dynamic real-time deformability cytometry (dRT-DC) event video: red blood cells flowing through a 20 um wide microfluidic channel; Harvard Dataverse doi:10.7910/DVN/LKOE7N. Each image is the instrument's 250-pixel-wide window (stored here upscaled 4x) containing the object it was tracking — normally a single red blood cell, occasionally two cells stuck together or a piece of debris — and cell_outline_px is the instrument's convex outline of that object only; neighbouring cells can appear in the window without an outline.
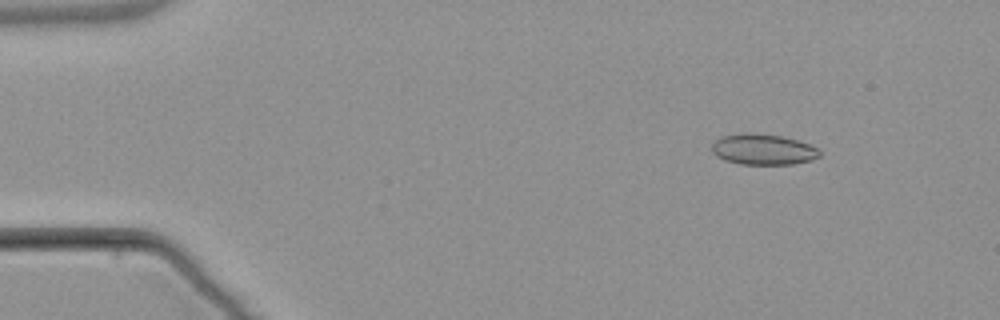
{"species": "common noctule bat (a hibernating species)", "species_latin": "Nyctalus noctula", "temperature_condition": "warm", "stored_images_in_passage": 7, "camera_frame_rate_fps": 3000, "um_per_image_px": 0.085, "animal": {"sex": "male", "body_mass_g": 21.5, "forearm_length_mm": 52.0}, "frame": {"image": 1, "passage_image": 2, "time_ms": 1.0, "image_size_px": [1000, 320], "cell_outline_px": [[820, 156], [812, 160], [792, 164], [740, 164], [724, 160], [716, 156], [712, 152], [712, 144], [720, 136], [740, 132], [748, 132], [780, 136], [796, 140], [808, 144], [816, 148], [820, 152]], "centroid_in_image_um": [64.81, 12.69], "position_along_channel_um": 20.2, "area_um2": 19.36}}
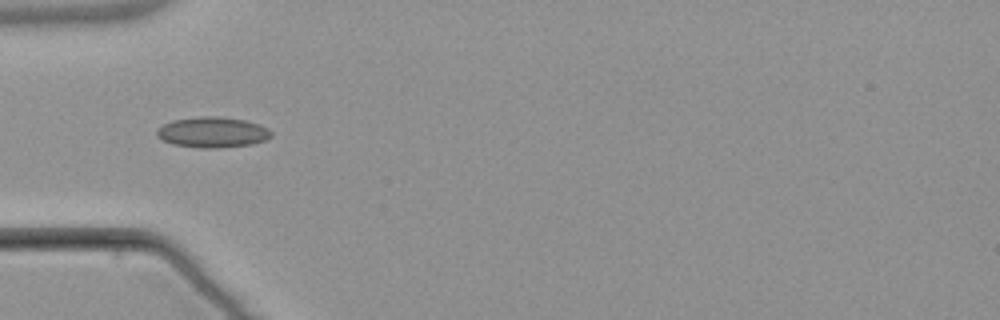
{"frame": {"image": 2, "passage_image": 4, "time_ms": 4.667, "image_size_px": [1000, 320], "cell_outline_px": [[272, 136], [264, 140], [252, 144], [216, 148], [200, 148], [172, 144], [160, 140], [156, 136], [156, 128], [172, 120], [200, 116], [216, 116], [244, 120], [260, 124], [268, 128], [272, 132]], "centroid_in_image_um": [18.03, 11.24], "position_along_channel_um": 67.0, "area_um2": 20.58}}
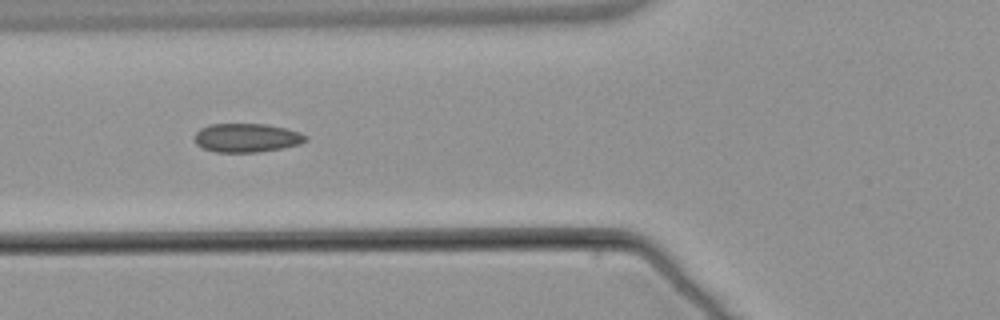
{"frame": {"image": 3, "passage_image": 5, "time_ms": 5.667, "image_size_px": [1000, 320], "cell_outline_px": [[308, 140], [300, 144], [280, 148], [256, 152], [216, 152], [204, 148], [196, 144], [196, 132], [200, 128], [208, 124], [268, 124], [300, 132], [308, 136]], "centroid_in_image_um": [20.99, 11.7], "position_along_channel_um": 104.8, "area_um2": 18.55}}